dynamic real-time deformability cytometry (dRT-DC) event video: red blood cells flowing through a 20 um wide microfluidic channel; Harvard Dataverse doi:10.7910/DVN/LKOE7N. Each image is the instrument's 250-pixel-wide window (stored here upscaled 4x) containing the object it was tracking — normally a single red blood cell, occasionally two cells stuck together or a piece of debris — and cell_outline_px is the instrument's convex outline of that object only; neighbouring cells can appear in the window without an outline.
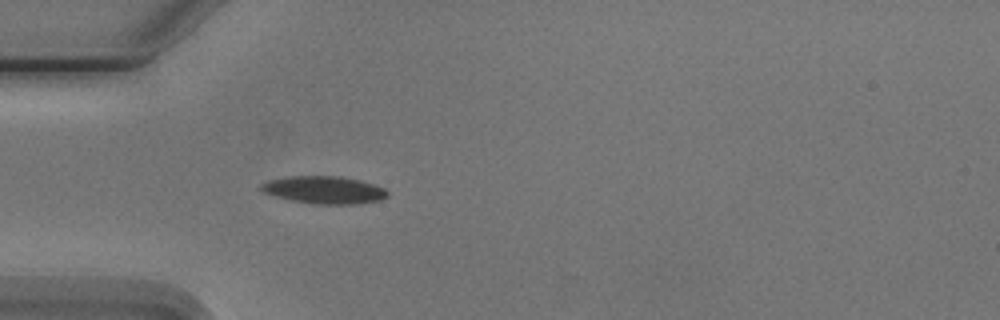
{"species": "Egyptian fruit bat (a non-hibernating species)", "species_latin": "Rousettus aegyptiacus", "temperature_condition": "cold", "stored_images_in_passage": 5, "camera_frame_rate_fps": 3000, "um_per_image_px": 0.085, "animal": {"sex": "male"}, "frame": {"image": 1, "passage_image": 5, "time_ms": 5.0, "image_size_px": [1000, 320], "cell_outline_px": [[388, 196], [380, 200], [360, 204], [316, 204], [292, 200], [260, 192], [260, 184], [268, 180], [288, 176], [340, 176], [360, 180], [384, 188], [388, 192]], "centroid_in_image_um": [27.54, 16.14], "position_along_channel_um": 57.5, "area_um2": 20.35}}